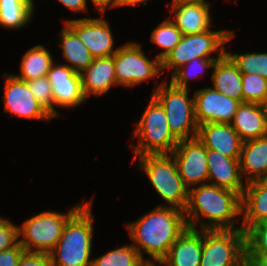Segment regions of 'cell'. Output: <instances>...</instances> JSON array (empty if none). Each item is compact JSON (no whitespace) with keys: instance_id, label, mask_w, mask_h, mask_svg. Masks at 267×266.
Masks as SVG:
<instances>
[{"instance_id":"obj_29","label":"cell","mask_w":267,"mask_h":266,"mask_svg":"<svg viewBox=\"0 0 267 266\" xmlns=\"http://www.w3.org/2000/svg\"><path fill=\"white\" fill-rule=\"evenodd\" d=\"M150 260H143L134 246L125 245L92 259V266H142Z\"/></svg>"},{"instance_id":"obj_19","label":"cell","mask_w":267,"mask_h":266,"mask_svg":"<svg viewBox=\"0 0 267 266\" xmlns=\"http://www.w3.org/2000/svg\"><path fill=\"white\" fill-rule=\"evenodd\" d=\"M202 230L187 227L158 264L166 266H200Z\"/></svg>"},{"instance_id":"obj_24","label":"cell","mask_w":267,"mask_h":266,"mask_svg":"<svg viewBox=\"0 0 267 266\" xmlns=\"http://www.w3.org/2000/svg\"><path fill=\"white\" fill-rule=\"evenodd\" d=\"M212 73L213 89L229 98L243 102L242 73L232 59L225 54L215 61Z\"/></svg>"},{"instance_id":"obj_23","label":"cell","mask_w":267,"mask_h":266,"mask_svg":"<svg viewBox=\"0 0 267 266\" xmlns=\"http://www.w3.org/2000/svg\"><path fill=\"white\" fill-rule=\"evenodd\" d=\"M230 125L243 142L267 135L261 104L242 102L238 105Z\"/></svg>"},{"instance_id":"obj_4","label":"cell","mask_w":267,"mask_h":266,"mask_svg":"<svg viewBox=\"0 0 267 266\" xmlns=\"http://www.w3.org/2000/svg\"><path fill=\"white\" fill-rule=\"evenodd\" d=\"M139 168L148 176L151 184L169 207L185 211L189 189L179 175L172 154H148L136 157Z\"/></svg>"},{"instance_id":"obj_39","label":"cell","mask_w":267,"mask_h":266,"mask_svg":"<svg viewBox=\"0 0 267 266\" xmlns=\"http://www.w3.org/2000/svg\"><path fill=\"white\" fill-rule=\"evenodd\" d=\"M92 3L99 9V11L103 14L106 11V8L109 7H117V0H91Z\"/></svg>"},{"instance_id":"obj_10","label":"cell","mask_w":267,"mask_h":266,"mask_svg":"<svg viewBox=\"0 0 267 266\" xmlns=\"http://www.w3.org/2000/svg\"><path fill=\"white\" fill-rule=\"evenodd\" d=\"M116 83L132 87L151 78L159 77L161 61L155 57L151 60L144 55L141 45L128 42L113 54Z\"/></svg>"},{"instance_id":"obj_34","label":"cell","mask_w":267,"mask_h":266,"mask_svg":"<svg viewBox=\"0 0 267 266\" xmlns=\"http://www.w3.org/2000/svg\"><path fill=\"white\" fill-rule=\"evenodd\" d=\"M30 91L37 102L54 118L58 117V111L54 108V96L51 84L47 77L26 81Z\"/></svg>"},{"instance_id":"obj_6","label":"cell","mask_w":267,"mask_h":266,"mask_svg":"<svg viewBox=\"0 0 267 266\" xmlns=\"http://www.w3.org/2000/svg\"><path fill=\"white\" fill-rule=\"evenodd\" d=\"M77 204L67 214L44 211L18 226L19 244L26 252L48 253L59 241L67 221L85 204ZM35 248V249H34ZM34 249V250H33Z\"/></svg>"},{"instance_id":"obj_26","label":"cell","mask_w":267,"mask_h":266,"mask_svg":"<svg viewBox=\"0 0 267 266\" xmlns=\"http://www.w3.org/2000/svg\"><path fill=\"white\" fill-rule=\"evenodd\" d=\"M53 63L51 53L39 44L23 55L21 74L14 76L23 81L46 77Z\"/></svg>"},{"instance_id":"obj_15","label":"cell","mask_w":267,"mask_h":266,"mask_svg":"<svg viewBox=\"0 0 267 266\" xmlns=\"http://www.w3.org/2000/svg\"><path fill=\"white\" fill-rule=\"evenodd\" d=\"M46 77L53 90L54 105L76 107L87 99L82 89L81 74L67 65L53 63Z\"/></svg>"},{"instance_id":"obj_22","label":"cell","mask_w":267,"mask_h":266,"mask_svg":"<svg viewBox=\"0 0 267 266\" xmlns=\"http://www.w3.org/2000/svg\"><path fill=\"white\" fill-rule=\"evenodd\" d=\"M239 162L246 183L267 180V135L243 142Z\"/></svg>"},{"instance_id":"obj_28","label":"cell","mask_w":267,"mask_h":266,"mask_svg":"<svg viewBox=\"0 0 267 266\" xmlns=\"http://www.w3.org/2000/svg\"><path fill=\"white\" fill-rule=\"evenodd\" d=\"M246 257L255 266L267 259V220L254 224L246 232Z\"/></svg>"},{"instance_id":"obj_7","label":"cell","mask_w":267,"mask_h":266,"mask_svg":"<svg viewBox=\"0 0 267 266\" xmlns=\"http://www.w3.org/2000/svg\"><path fill=\"white\" fill-rule=\"evenodd\" d=\"M152 96L164 108L169 128L179 141L196 138L198 124L195 119L194 97H188V89L175 87L170 82L168 85L165 80L154 89Z\"/></svg>"},{"instance_id":"obj_14","label":"cell","mask_w":267,"mask_h":266,"mask_svg":"<svg viewBox=\"0 0 267 266\" xmlns=\"http://www.w3.org/2000/svg\"><path fill=\"white\" fill-rule=\"evenodd\" d=\"M79 37L94 58L112 56L114 39L109 22L102 18H81L64 20Z\"/></svg>"},{"instance_id":"obj_3","label":"cell","mask_w":267,"mask_h":266,"mask_svg":"<svg viewBox=\"0 0 267 266\" xmlns=\"http://www.w3.org/2000/svg\"><path fill=\"white\" fill-rule=\"evenodd\" d=\"M92 200L65 224L56 246L49 252L52 266H92Z\"/></svg>"},{"instance_id":"obj_1","label":"cell","mask_w":267,"mask_h":266,"mask_svg":"<svg viewBox=\"0 0 267 266\" xmlns=\"http://www.w3.org/2000/svg\"><path fill=\"white\" fill-rule=\"evenodd\" d=\"M134 246L144 260L141 250L152 258L150 262H160L169 248L188 227L184 211L157 205L146 215L127 225ZM154 259V260H153Z\"/></svg>"},{"instance_id":"obj_21","label":"cell","mask_w":267,"mask_h":266,"mask_svg":"<svg viewBox=\"0 0 267 266\" xmlns=\"http://www.w3.org/2000/svg\"><path fill=\"white\" fill-rule=\"evenodd\" d=\"M242 229L247 232L254 224L267 220V180L246 183L241 197Z\"/></svg>"},{"instance_id":"obj_25","label":"cell","mask_w":267,"mask_h":266,"mask_svg":"<svg viewBox=\"0 0 267 266\" xmlns=\"http://www.w3.org/2000/svg\"><path fill=\"white\" fill-rule=\"evenodd\" d=\"M64 25L60 32L59 44L63 49L62 56L72 64V66L67 64L68 67L77 73H82L93 62L94 57L75 32L66 23Z\"/></svg>"},{"instance_id":"obj_33","label":"cell","mask_w":267,"mask_h":266,"mask_svg":"<svg viewBox=\"0 0 267 266\" xmlns=\"http://www.w3.org/2000/svg\"><path fill=\"white\" fill-rule=\"evenodd\" d=\"M243 102L261 104L267 97V79L257 74H242Z\"/></svg>"},{"instance_id":"obj_8","label":"cell","mask_w":267,"mask_h":266,"mask_svg":"<svg viewBox=\"0 0 267 266\" xmlns=\"http://www.w3.org/2000/svg\"><path fill=\"white\" fill-rule=\"evenodd\" d=\"M233 37L234 33L230 30H209L199 34L183 35L175 48L161 60V69L173 68L174 72L195 58L220 59L227 52L224 44ZM216 51H219L218 56L209 57Z\"/></svg>"},{"instance_id":"obj_42","label":"cell","mask_w":267,"mask_h":266,"mask_svg":"<svg viewBox=\"0 0 267 266\" xmlns=\"http://www.w3.org/2000/svg\"><path fill=\"white\" fill-rule=\"evenodd\" d=\"M237 266H255L247 257Z\"/></svg>"},{"instance_id":"obj_31","label":"cell","mask_w":267,"mask_h":266,"mask_svg":"<svg viewBox=\"0 0 267 266\" xmlns=\"http://www.w3.org/2000/svg\"><path fill=\"white\" fill-rule=\"evenodd\" d=\"M242 74H257L267 79V53H228Z\"/></svg>"},{"instance_id":"obj_16","label":"cell","mask_w":267,"mask_h":266,"mask_svg":"<svg viewBox=\"0 0 267 266\" xmlns=\"http://www.w3.org/2000/svg\"><path fill=\"white\" fill-rule=\"evenodd\" d=\"M210 2L202 0H173V20L183 35L199 34L211 28Z\"/></svg>"},{"instance_id":"obj_11","label":"cell","mask_w":267,"mask_h":266,"mask_svg":"<svg viewBox=\"0 0 267 266\" xmlns=\"http://www.w3.org/2000/svg\"><path fill=\"white\" fill-rule=\"evenodd\" d=\"M171 154L188 189L208 181L207 149L197 137L180 140Z\"/></svg>"},{"instance_id":"obj_13","label":"cell","mask_w":267,"mask_h":266,"mask_svg":"<svg viewBox=\"0 0 267 266\" xmlns=\"http://www.w3.org/2000/svg\"><path fill=\"white\" fill-rule=\"evenodd\" d=\"M194 94L195 119L198 126L207 123H230L240 104L212 87L196 90Z\"/></svg>"},{"instance_id":"obj_12","label":"cell","mask_w":267,"mask_h":266,"mask_svg":"<svg viewBox=\"0 0 267 266\" xmlns=\"http://www.w3.org/2000/svg\"><path fill=\"white\" fill-rule=\"evenodd\" d=\"M4 87V109L11 116L36 120L53 118L37 102L26 81L18 79L13 74H6Z\"/></svg>"},{"instance_id":"obj_18","label":"cell","mask_w":267,"mask_h":266,"mask_svg":"<svg viewBox=\"0 0 267 266\" xmlns=\"http://www.w3.org/2000/svg\"><path fill=\"white\" fill-rule=\"evenodd\" d=\"M207 163L208 183L210 180L212 182L209 184L232 190L242 197L246 183L243 182L239 159L224 156L216 150L207 149Z\"/></svg>"},{"instance_id":"obj_45","label":"cell","mask_w":267,"mask_h":266,"mask_svg":"<svg viewBox=\"0 0 267 266\" xmlns=\"http://www.w3.org/2000/svg\"><path fill=\"white\" fill-rule=\"evenodd\" d=\"M259 266H267V259H265Z\"/></svg>"},{"instance_id":"obj_17","label":"cell","mask_w":267,"mask_h":266,"mask_svg":"<svg viewBox=\"0 0 267 266\" xmlns=\"http://www.w3.org/2000/svg\"><path fill=\"white\" fill-rule=\"evenodd\" d=\"M206 149L240 159L243 141L230 123H207L198 126L197 136Z\"/></svg>"},{"instance_id":"obj_35","label":"cell","mask_w":267,"mask_h":266,"mask_svg":"<svg viewBox=\"0 0 267 266\" xmlns=\"http://www.w3.org/2000/svg\"><path fill=\"white\" fill-rule=\"evenodd\" d=\"M18 239V226L0 217V251L15 247Z\"/></svg>"},{"instance_id":"obj_41","label":"cell","mask_w":267,"mask_h":266,"mask_svg":"<svg viewBox=\"0 0 267 266\" xmlns=\"http://www.w3.org/2000/svg\"><path fill=\"white\" fill-rule=\"evenodd\" d=\"M261 106H262L263 111H264L265 128H266V131H267V97L261 103Z\"/></svg>"},{"instance_id":"obj_32","label":"cell","mask_w":267,"mask_h":266,"mask_svg":"<svg viewBox=\"0 0 267 266\" xmlns=\"http://www.w3.org/2000/svg\"><path fill=\"white\" fill-rule=\"evenodd\" d=\"M216 60H218V59L195 58V59L191 60L189 63H186L185 65L179 67L177 70L172 72V77H171L170 83L175 87H178L181 89H188V82H189L188 79L191 78L190 74H192L191 70L196 71V73L194 75L195 77L192 76L194 79L197 76L199 77V75H201L199 72L200 70H202L201 73H203V72H205L203 70H205L206 68H213V65H214ZM186 65H188V66H186ZM187 67L190 69H188ZM198 69H200V70H198Z\"/></svg>"},{"instance_id":"obj_43","label":"cell","mask_w":267,"mask_h":266,"mask_svg":"<svg viewBox=\"0 0 267 266\" xmlns=\"http://www.w3.org/2000/svg\"><path fill=\"white\" fill-rule=\"evenodd\" d=\"M156 262H145L142 266H156Z\"/></svg>"},{"instance_id":"obj_27","label":"cell","mask_w":267,"mask_h":266,"mask_svg":"<svg viewBox=\"0 0 267 266\" xmlns=\"http://www.w3.org/2000/svg\"><path fill=\"white\" fill-rule=\"evenodd\" d=\"M34 8L23 0H0V25L20 29L31 20Z\"/></svg>"},{"instance_id":"obj_38","label":"cell","mask_w":267,"mask_h":266,"mask_svg":"<svg viewBox=\"0 0 267 266\" xmlns=\"http://www.w3.org/2000/svg\"><path fill=\"white\" fill-rule=\"evenodd\" d=\"M63 6L75 12L87 11L86 0H58Z\"/></svg>"},{"instance_id":"obj_40","label":"cell","mask_w":267,"mask_h":266,"mask_svg":"<svg viewBox=\"0 0 267 266\" xmlns=\"http://www.w3.org/2000/svg\"><path fill=\"white\" fill-rule=\"evenodd\" d=\"M138 3L147 5L146 0H117V7L121 6H134Z\"/></svg>"},{"instance_id":"obj_9","label":"cell","mask_w":267,"mask_h":266,"mask_svg":"<svg viewBox=\"0 0 267 266\" xmlns=\"http://www.w3.org/2000/svg\"><path fill=\"white\" fill-rule=\"evenodd\" d=\"M246 258L243 229L202 230L200 266H237Z\"/></svg>"},{"instance_id":"obj_30","label":"cell","mask_w":267,"mask_h":266,"mask_svg":"<svg viewBox=\"0 0 267 266\" xmlns=\"http://www.w3.org/2000/svg\"><path fill=\"white\" fill-rule=\"evenodd\" d=\"M183 34L176 27L173 20L169 19L160 23L157 28L152 31L151 41L159 48L164 49L156 56L160 61L171 52L175 46L180 42Z\"/></svg>"},{"instance_id":"obj_44","label":"cell","mask_w":267,"mask_h":266,"mask_svg":"<svg viewBox=\"0 0 267 266\" xmlns=\"http://www.w3.org/2000/svg\"><path fill=\"white\" fill-rule=\"evenodd\" d=\"M23 1L28 3L32 8H34L33 0H23Z\"/></svg>"},{"instance_id":"obj_37","label":"cell","mask_w":267,"mask_h":266,"mask_svg":"<svg viewBox=\"0 0 267 266\" xmlns=\"http://www.w3.org/2000/svg\"><path fill=\"white\" fill-rule=\"evenodd\" d=\"M24 248L18 243L15 247L0 251V266H17Z\"/></svg>"},{"instance_id":"obj_2","label":"cell","mask_w":267,"mask_h":266,"mask_svg":"<svg viewBox=\"0 0 267 266\" xmlns=\"http://www.w3.org/2000/svg\"><path fill=\"white\" fill-rule=\"evenodd\" d=\"M187 226L196 229L200 216L201 230H233L235 217L242 214L241 196L232 190L205 183L189 189L184 211Z\"/></svg>"},{"instance_id":"obj_36","label":"cell","mask_w":267,"mask_h":266,"mask_svg":"<svg viewBox=\"0 0 267 266\" xmlns=\"http://www.w3.org/2000/svg\"><path fill=\"white\" fill-rule=\"evenodd\" d=\"M17 266H52L48 253L24 252Z\"/></svg>"},{"instance_id":"obj_5","label":"cell","mask_w":267,"mask_h":266,"mask_svg":"<svg viewBox=\"0 0 267 266\" xmlns=\"http://www.w3.org/2000/svg\"><path fill=\"white\" fill-rule=\"evenodd\" d=\"M132 134L140 139L139 144L131 145L134 158L148 154H171L179 143L169 128L164 108L153 96Z\"/></svg>"},{"instance_id":"obj_20","label":"cell","mask_w":267,"mask_h":266,"mask_svg":"<svg viewBox=\"0 0 267 266\" xmlns=\"http://www.w3.org/2000/svg\"><path fill=\"white\" fill-rule=\"evenodd\" d=\"M81 74L82 89L85 97L103 95L116 83L114 57L94 58L93 62Z\"/></svg>"}]
</instances>
